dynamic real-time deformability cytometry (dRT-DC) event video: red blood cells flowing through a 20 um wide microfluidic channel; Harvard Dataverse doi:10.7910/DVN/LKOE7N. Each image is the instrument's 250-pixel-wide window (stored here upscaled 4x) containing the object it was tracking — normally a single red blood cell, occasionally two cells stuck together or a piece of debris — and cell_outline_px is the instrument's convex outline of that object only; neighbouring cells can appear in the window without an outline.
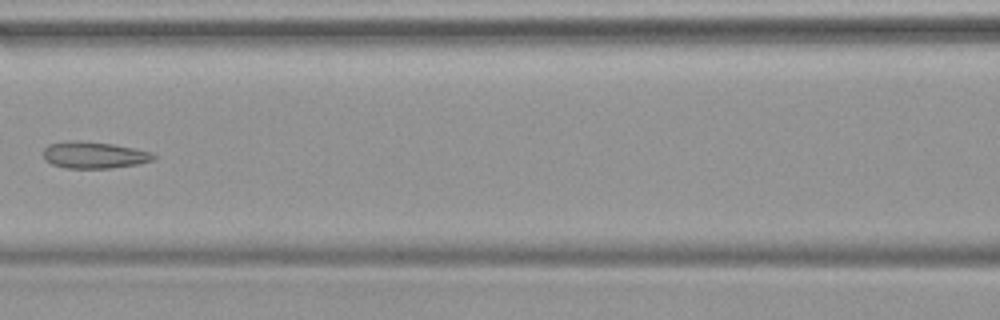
{"species": "common noctule bat (a hibernating species)", "species_latin": "Nyctalus noctula", "temperature_condition": "warm", "stored_images_in_passage": 6, "camera_frame_rate_fps": 3000, "um_per_image_px": 0.085, "animal": {"sex": "female", "body_mass_g": 19.9}, "frame": {"image": 1, "passage_image": 6, "time_ms": 1.667, "image_size_px": [1000, 320], "cell_outline_px": [[160, 156], [156, 160], [140, 164], [108, 168], [64, 168], [52, 164], [44, 160], [44, 148], [48, 144], [64, 140], [80, 140], [112, 144], [152, 152]], "centroid_in_image_um": [8.02, 13.17], "position_along_channel_um": 158.6, "area_um2": 17.51}}